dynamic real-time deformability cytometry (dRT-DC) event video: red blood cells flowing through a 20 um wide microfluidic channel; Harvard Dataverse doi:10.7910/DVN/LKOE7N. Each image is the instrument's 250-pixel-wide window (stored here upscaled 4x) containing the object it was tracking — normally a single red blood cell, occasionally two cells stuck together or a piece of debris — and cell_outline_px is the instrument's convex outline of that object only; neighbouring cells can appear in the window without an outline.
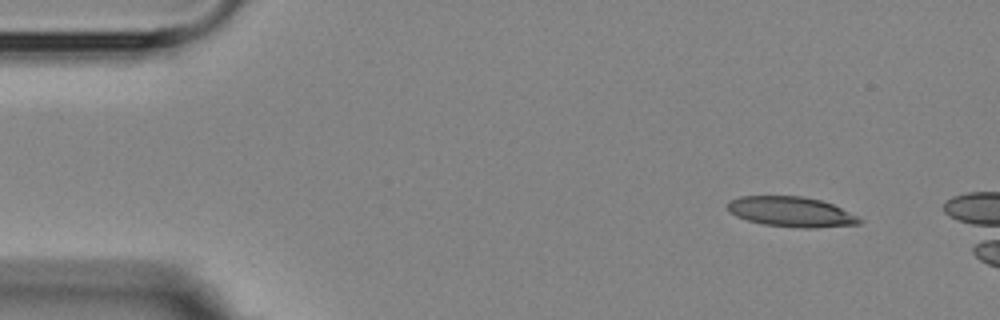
{"species": "Egyptian fruit bat (a non-hibernating species)", "species_latin": "Rousettus aegyptiacus", "temperature_condition": "room temperature", "stored_images_in_passage": 3, "camera_frame_rate_fps": 3000, "um_per_image_px": 0.085, "animal": {"sex": "female"}, "frame": {"image": 1, "passage_image": 1, "time_ms": 0.0, "image_size_px": [1000, 320], "cell_outline_px": [[864, 220], [860, 224], [816, 228], [800, 228], [764, 224], [748, 220], [736, 216], [728, 212], [728, 200], [740, 196], [800, 196], [820, 200], [832, 204]], "centroid_in_image_um": [67.23, 18.0], "position_along_channel_um": 17.8, "area_um2": 23.06}}